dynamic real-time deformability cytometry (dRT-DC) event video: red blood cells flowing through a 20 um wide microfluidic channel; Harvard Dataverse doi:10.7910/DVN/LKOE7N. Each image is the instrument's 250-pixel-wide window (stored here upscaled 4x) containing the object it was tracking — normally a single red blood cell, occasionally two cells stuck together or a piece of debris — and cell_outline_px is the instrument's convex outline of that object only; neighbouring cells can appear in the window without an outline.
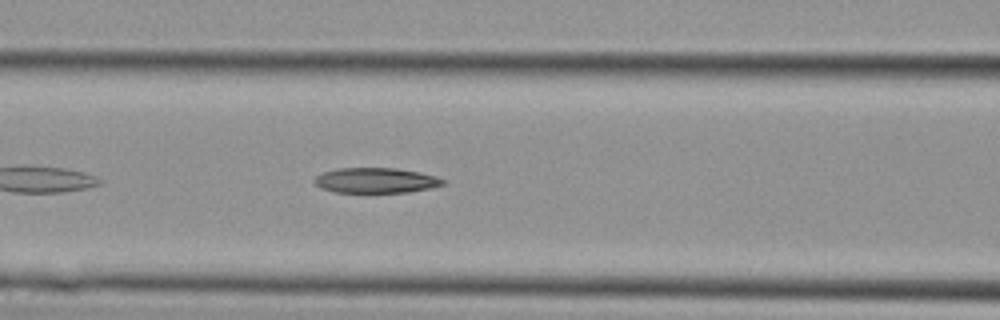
{"species": "Egyptian fruit bat (a non-hibernating species)", "species_latin": "Rousettus aegyptiacus", "temperature_condition": "cold", "stored_images_in_passage": 15, "camera_frame_rate_fps": 3000, "um_per_image_px": 0.085, "animal": {"sex": "female"}, "frame": {"image": 1, "passage_image": 11, "time_ms": 3.333, "image_size_px": [1000, 320], "cell_outline_px": [[444, 184], [432, 188], [408, 192], [336, 192], [320, 188], [312, 180], [316, 176], [324, 172], [336, 168], [396, 168], [420, 172], [436, 176], [444, 180]], "centroid_in_image_um": [31.94, 15.33], "position_along_channel_um": 134.7, "area_um2": 18.9}}
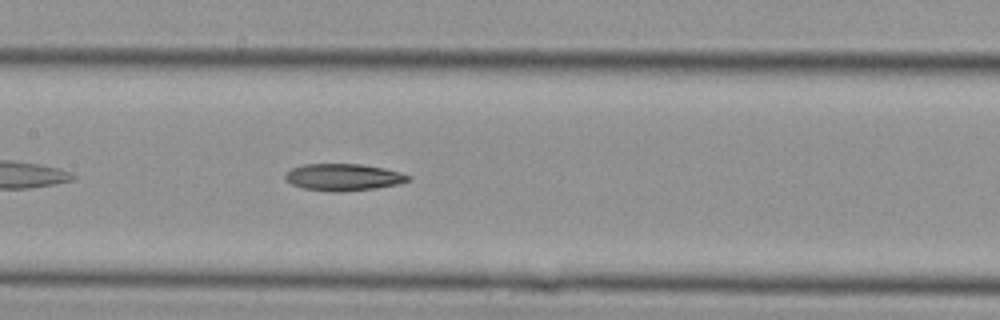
{"frame": {"image": 2, "passage_image": 13, "time_ms": 4.0, "image_size_px": [1000, 320], "cell_outline_px": [[412, 180], [400, 184], [376, 188], [304, 188], [292, 184], [284, 176], [284, 172], [292, 168], [304, 164], [360, 164], [384, 168], [400, 172], [412, 176]], "centroid_in_image_um": [29.25, 14.99], "position_along_channel_um": 178.1, "area_um2": 18.26}}
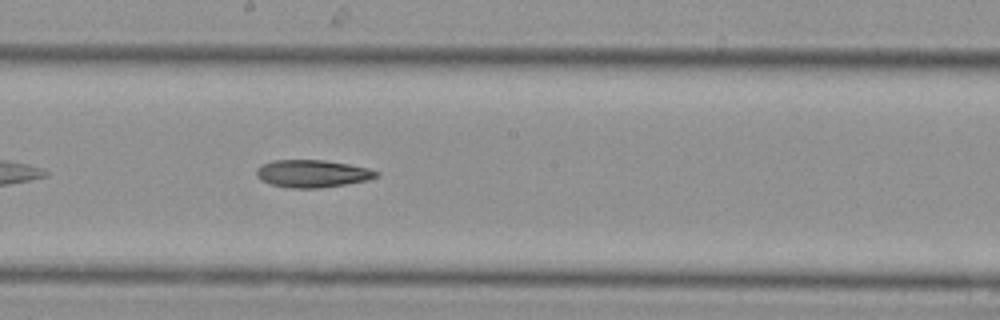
{"frame": {"image": 3, "passage_image": 15, "time_ms": 4.667, "image_size_px": [1000, 320], "cell_outline_px": [[380, 176], [368, 180], [344, 184], [316, 188], [292, 188], [272, 184], [260, 180], [256, 176], [256, 168], [272, 160], [324, 160], [348, 164], [368, 168], [380, 172]], "centroid_in_image_um": [26.56, 14.75], "position_along_channel_um": 221.6, "area_um2": 19.13}}